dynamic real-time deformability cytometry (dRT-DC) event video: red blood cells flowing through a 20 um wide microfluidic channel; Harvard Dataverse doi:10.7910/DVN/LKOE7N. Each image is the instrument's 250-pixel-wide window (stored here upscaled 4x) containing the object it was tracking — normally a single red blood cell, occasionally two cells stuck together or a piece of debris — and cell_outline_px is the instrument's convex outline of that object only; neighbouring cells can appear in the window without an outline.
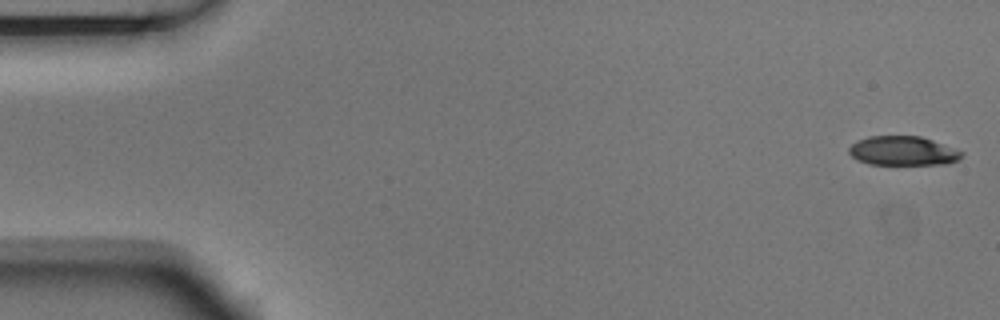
{"species": "Egyptian fruit bat (a non-hibernating species)", "species_latin": "Rousettus aegyptiacus", "temperature_condition": "room temperature", "stored_images_in_passage": 6, "camera_frame_rate_fps": 3000, "um_per_image_px": 0.085, "animal": {"sex": "male"}, "frame": {"image": 1, "passage_image": 1, "time_ms": 0.0, "image_size_px": [1000, 320], "cell_outline_px": [[964, 156], [960, 160], [948, 164], [868, 164], [856, 160], [848, 152], [848, 148], [852, 144], [868, 136], [920, 136], [932, 140], [964, 152]], "centroid_in_image_um": [76.77, 12.83], "position_along_channel_um": 8.2, "area_um2": 19.25}}